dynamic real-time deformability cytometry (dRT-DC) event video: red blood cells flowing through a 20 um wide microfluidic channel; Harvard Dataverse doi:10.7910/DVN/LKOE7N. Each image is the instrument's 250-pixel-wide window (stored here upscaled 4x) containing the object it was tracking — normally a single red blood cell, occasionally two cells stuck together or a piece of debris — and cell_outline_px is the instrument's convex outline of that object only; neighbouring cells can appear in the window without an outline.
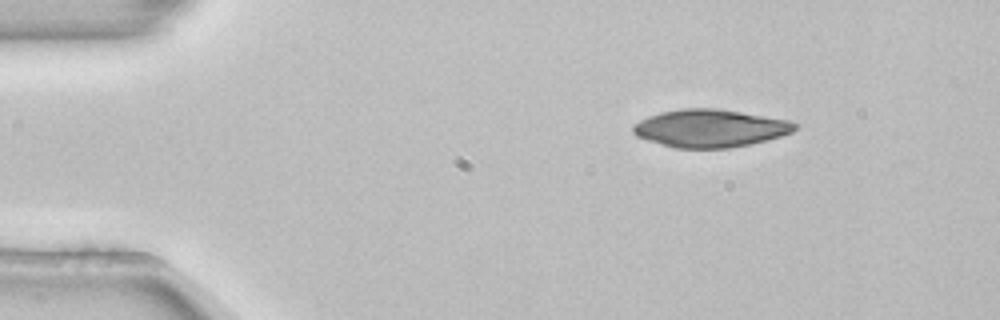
{"species": "common noctule bat (a hibernating species)", "species_latin": "Nyctalus noctula", "temperature_condition": "room temperature", "stored_images_in_passage": 3, "camera_frame_rate_fps": 3000, "um_per_image_px": 0.085, "animal": {"sex": "female", "body_mass_g": 22.7, "forearm_length_mm": 54.2}, "frame": {"image": 1, "passage_image": 1, "time_ms": 0.0, "image_size_px": [1000, 320], "cell_outline_px": [[800, 124], [792, 132], [780, 136], [748, 144], [728, 148], [676, 148], [648, 140], [636, 136], [632, 132], [632, 124], [648, 116], [660, 112], [684, 108], [720, 108], [788, 120]], "centroid_in_image_um": [60.34, 10.89], "position_along_channel_um": 24.7, "area_um2": 35.55}}